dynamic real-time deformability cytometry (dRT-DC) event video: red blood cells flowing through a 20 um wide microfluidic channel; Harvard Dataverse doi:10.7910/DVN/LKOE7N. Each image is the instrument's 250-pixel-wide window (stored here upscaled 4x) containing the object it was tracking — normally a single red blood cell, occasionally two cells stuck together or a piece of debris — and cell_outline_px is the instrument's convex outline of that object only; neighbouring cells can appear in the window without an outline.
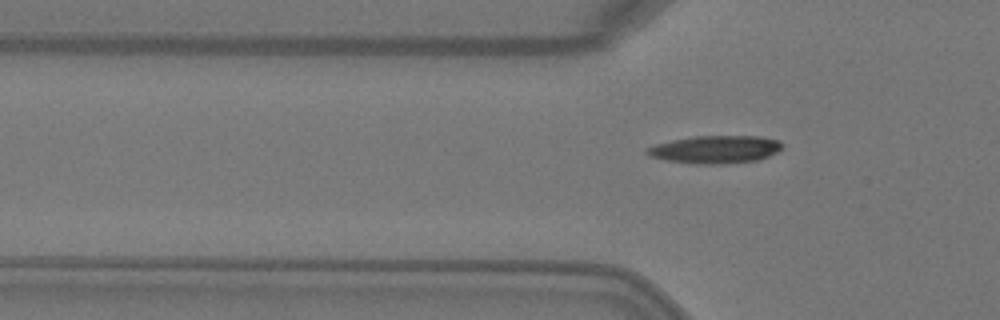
{"species": "Egyptian fruit bat (a non-hibernating species)", "species_latin": "Rousettus aegyptiacus", "temperature_condition": "warm", "stored_images_in_passage": 8, "camera_frame_rate_fps": 3000, "um_per_image_px": 0.085, "animal": {"sex": "female"}, "frame": {"image": 1, "passage_image": 8, "time_ms": 2.333, "image_size_px": [1000, 320], "cell_outline_px": [[784, 148], [760, 160], [720, 164], [696, 164], [664, 160], [648, 156], [644, 152], [644, 148], [656, 144], [672, 140], [696, 136], [760, 136], [780, 140], [784, 144]], "centroid_in_image_um": [60.8, 12.7], "position_along_channel_um": 65.0, "area_um2": 22.2}}